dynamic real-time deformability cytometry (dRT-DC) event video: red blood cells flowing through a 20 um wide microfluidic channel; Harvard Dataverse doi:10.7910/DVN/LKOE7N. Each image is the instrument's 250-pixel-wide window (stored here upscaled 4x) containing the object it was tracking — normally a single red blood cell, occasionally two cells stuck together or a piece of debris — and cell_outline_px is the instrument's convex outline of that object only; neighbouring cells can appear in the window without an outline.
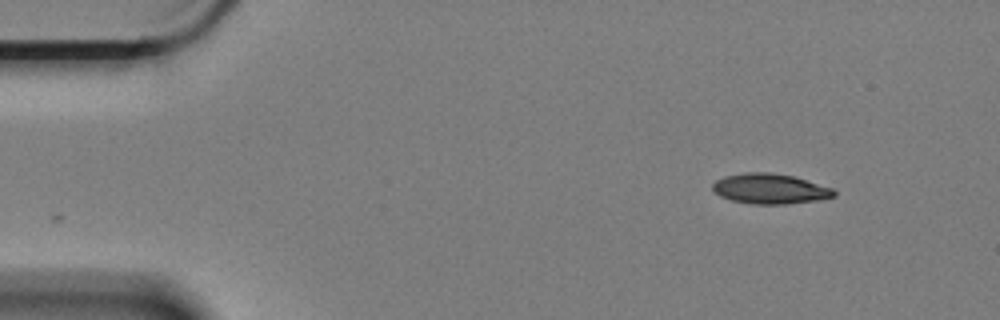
{"species": "Egyptian fruit bat (a non-hibernating species)", "species_latin": "Rousettus aegyptiacus", "temperature_condition": "cold", "stored_images_in_passage": 54, "camera_frame_rate_fps": 3000, "um_per_image_px": 0.085, "animal": {"sex": "female"}, "frame": {"image": 1, "passage_image": 1, "time_ms": 0.0, "image_size_px": [1000, 320], "cell_outline_px": [[836, 196], [816, 200], [784, 204], [752, 204], [732, 200], [720, 196], [712, 188], [712, 184], [716, 180], [724, 176], [748, 172], [768, 172], [792, 176], [832, 188], [836, 192]], "centroid_in_image_um": [65.43, 16.04], "position_along_channel_um": 19.6, "area_um2": 21.1}}
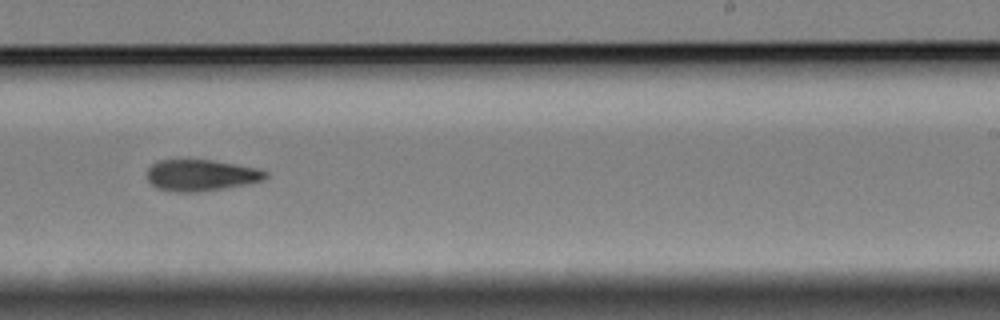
{"frame": {"image": 2, "passage_image": 31, "time_ms": 10.0, "image_size_px": [1000, 320], "cell_outline_px": [[268, 176], [260, 180], [244, 184], [224, 188], [196, 192], [172, 192], [156, 188], [148, 180], [148, 168], [156, 160], [212, 160], [256, 168], [268, 172]], "centroid_in_image_um": [17.04, 14.9], "position_along_channel_um": 272.0, "area_um2": 21.44}}
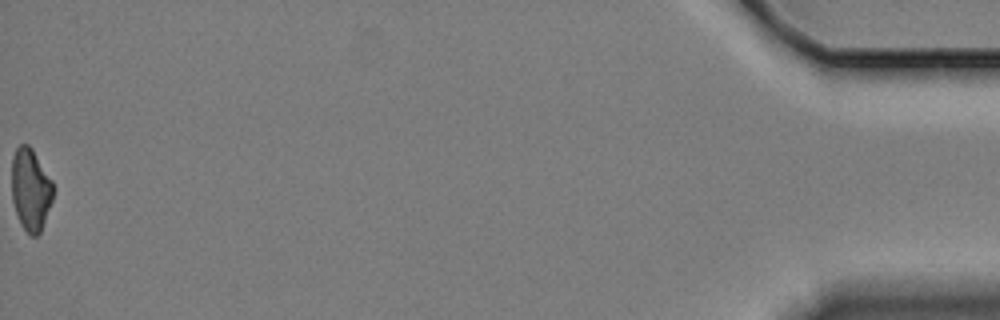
{"frame": {"image": 3, "passage_image": 54, "time_ms": 17.667, "image_size_px": [1000, 320], "cell_outline_px": [[52, 200], [40, 232], [36, 236], [32, 236], [20, 224], [12, 200], [12, 156], [16, 148], [20, 144], [28, 144], [32, 148], [52, 180]], "centroid_in_image_um": [2.58, 16.08], "position_along_channel_um": 432.6, "area_um2": 19.65}}